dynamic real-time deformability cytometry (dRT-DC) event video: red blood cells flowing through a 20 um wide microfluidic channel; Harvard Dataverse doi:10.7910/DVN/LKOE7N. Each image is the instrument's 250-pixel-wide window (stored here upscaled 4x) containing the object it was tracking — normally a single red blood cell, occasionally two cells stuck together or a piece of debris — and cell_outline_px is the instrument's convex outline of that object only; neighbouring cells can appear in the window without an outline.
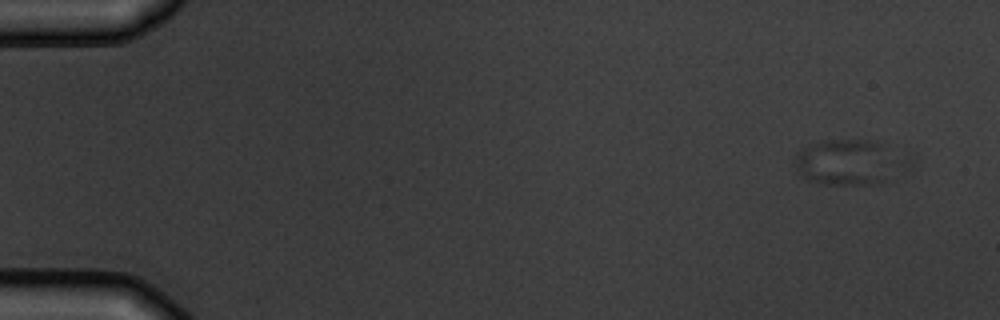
{"species": "common noctule bat (a hibernating species)", "species_latin": "Nyctalus noctula", "temperature_condition": "warm", "stored_images_in_passage": 5, "camera_frame_rate_fps": 3000, "um_per_image_px": 0.085, "animal": {"sex": "male", "body_mass_g": 19.5, "forearm_length_mm": 54.6}, "frame": {"image": 1, "passage_image": 2, "time_ms": 1.0, "image_size_px": [1000, 320], "cell_outline_px": [[884, 180], [880, 184], [828, 184], [812, 180], [796, 172], [792, 168], [796, 156], [804, 148], [824, 140], [868, 140], [880, 144]], "centroid_in_image_um": [71.53, 13.8], "position_along_channel_um": 13.5, "area_um2": 24.91}}